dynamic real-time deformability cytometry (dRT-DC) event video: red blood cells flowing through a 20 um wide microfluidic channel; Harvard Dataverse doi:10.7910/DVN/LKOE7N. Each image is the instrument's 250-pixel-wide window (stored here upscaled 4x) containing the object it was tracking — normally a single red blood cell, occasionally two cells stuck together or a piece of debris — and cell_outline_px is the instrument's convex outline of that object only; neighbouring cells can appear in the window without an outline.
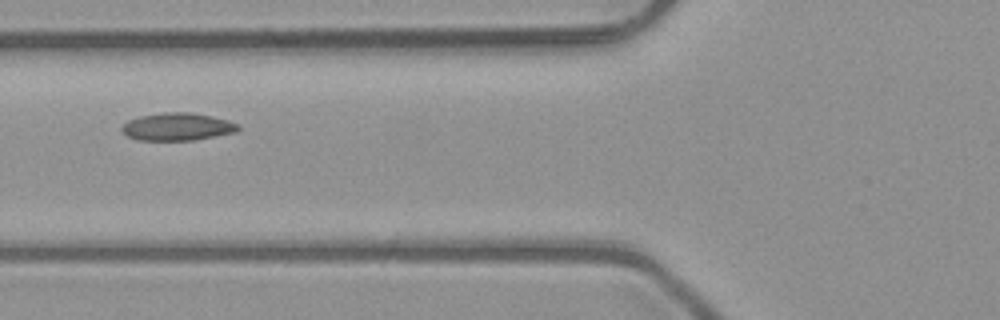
{"species": "common noctule bat (a hibernating species)", "species_latin": "Nyctalus noctula", "temperature_condition": "room temperature", "stored_images_in_passage": 2, "camera_frame_rate_fps": 3000, "um_per_image_px": 0.085, "animal": {"sex": "male", "body_mass_g": 23.1, "forearm_length_mm": 52.7}, "frame": {"image": 1, "passage_image": 2, "time_ms": 0.333, "image_size_px": [1000, 320], "cell_outline_px": [[240, 128], [236, 132], [192, 140], [140, 140], [128, 136], [120, 128], [128, 120], [140, 116], [164, 112], [192, 112], [212, 116], [228, 120], [240, 124]], "centroid_in_image_um": [15.1, 10.76], "position_along_channel_um": 110.7, "area_um2": 18.67}}